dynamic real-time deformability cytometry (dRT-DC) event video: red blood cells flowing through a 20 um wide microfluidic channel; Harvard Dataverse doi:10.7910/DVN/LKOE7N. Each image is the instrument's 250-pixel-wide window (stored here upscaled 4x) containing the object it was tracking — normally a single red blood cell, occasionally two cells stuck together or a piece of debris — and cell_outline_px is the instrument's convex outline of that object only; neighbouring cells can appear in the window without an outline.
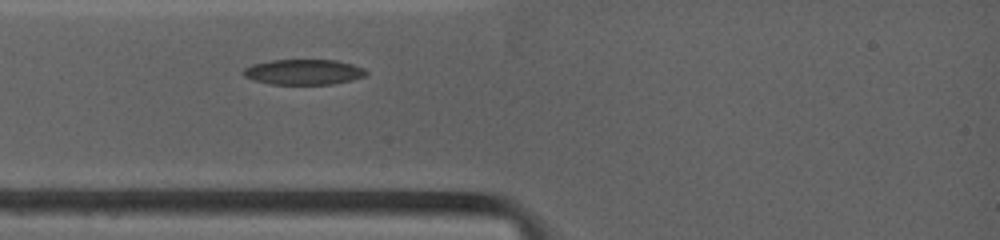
{"species": "common noctule bat (a hibernating species)", "species_latin": "Nyctalus noctula", "temperature_condition": "warm", "stored_images_in_passage": 26, "camera_frame_rate_fps": 4500, "um_per_image_px": 0.085, "animal": {"sex": "female", "body_mass_g": 19.0, "forearm_length_mm": 53.3}, "frame": {"image": 1, "passage_image": 1, "time_ms": 0.0, "image_size_px": [1000, 240], "cell_outline_px": [[368, 76], [352, 80], [332, 84], [272, 84], [252, 80], [244, 76], [240, 72], [244, 68], [252, 64], [272, 60], [336, 60], [352, 64], [364, 68], [368, 72]], "centroid_in_image_um": [25.81, 6.12], "position_along_channel_um": 59.2, "area_um2": 18.32}}
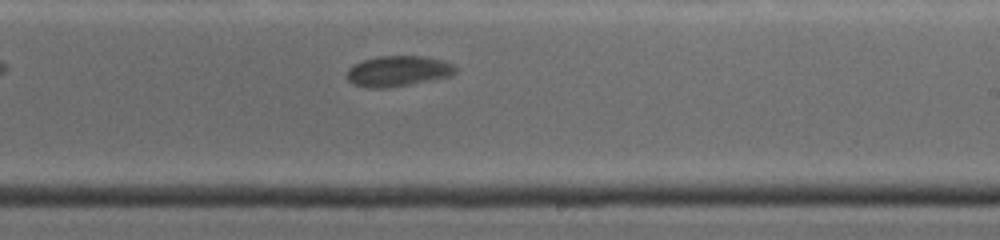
{"frame": {"image": 2, "passage_image": 15, "time_ms": 5.111, "image_size_px": [1000, 240], "cell_outline_px": [[456, 72], [452, 76], [412, 84], [384, 88], [368, 88], [352, 84], [348, 80], [348, 68], [364, 60], [380, 56], [424, 56], [440, 60], [452, 64], [456, 68]], "centroid_in_image_um": [33.85, 6.05], "position_along_channel_um": 255.2, "area_um2": 19.25}}
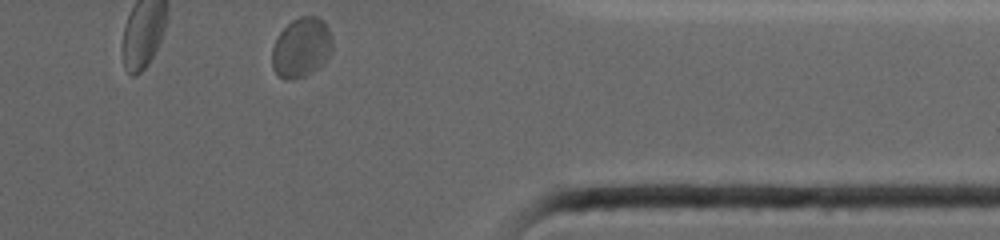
{"frame": {"image": 3, "passage_image": 26, "time_ms": 8.889, "image_size_px": [1000, 240], "cell_outline_px": [[332, 48], [328, 56], [312, 72], [304, 76], [288, 80], [284, 80], [276, 76], [272, 68], [272, 48], [276, 36], [292, 20], [300, 16], [316, 16], [324, 20], [332, 36]], "centroid_in_image_um": [25.58, 4.03], "position_along_channel_um": 385.8, "area_um2": 21.1}}